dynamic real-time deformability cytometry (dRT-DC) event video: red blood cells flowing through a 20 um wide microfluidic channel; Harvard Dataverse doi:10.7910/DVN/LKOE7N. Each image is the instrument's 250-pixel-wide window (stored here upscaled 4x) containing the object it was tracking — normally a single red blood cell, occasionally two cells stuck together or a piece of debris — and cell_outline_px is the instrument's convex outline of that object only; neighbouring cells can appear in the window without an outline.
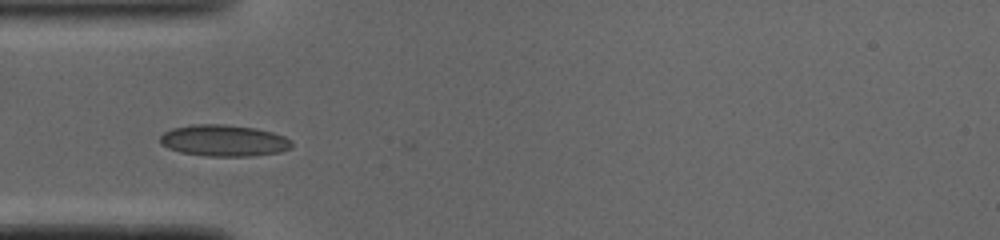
{"species": "common noctule bat (a hibernating species)", "species_latin": "Nyctalus noctula", "temperature_condition": "cold", "stored_images_in_passage": 32, "camera_frame_rate_fps": 3000, "um_per_image_px": 0.085, "animal": {"sex": "male", "body_mass_g": 19.0, "forearm_length_mm": 50.8}, "frame": {"image": 1, "passage_image": 1, "time_ms": 0.0, "image_size_px": [1000, 240], "cell_outline_px": [[292, 148], [280, 152], [252, 156], [208, 156], [180, 152], [168, 148], [160, 144], [160, 136], [164, 132], [172, 128], [192, 124], [224, 124], [256, 128], [272, 132], [284, 136], [292, 140]], "centroid_in_image_um": [19.03, 11.94], "position_along_channel_um": 66.0, "area_um2": 24.33}}
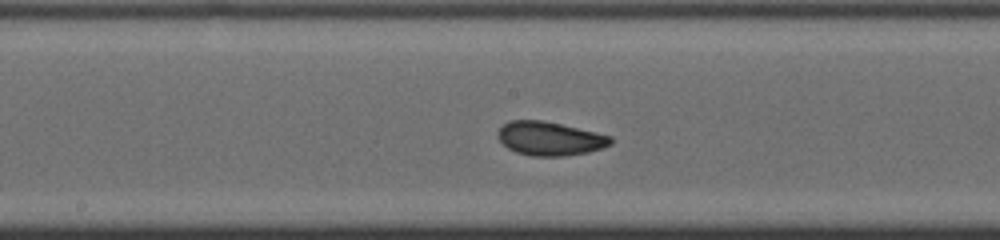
{"frame": {"image": 2, "passage_image": 11, "time_ms": 3.333, "image_size_px": [1000, 240], "cell_outline_px": [[612, 144], [588, 152], [564, 156], [532, 156], [516, 152], [508, 148], [496, 136], [496, 132], [508, 120], [544, 120], [596, 132], [612, 136]], "centroid_in_image_um": [46.71, 11.77], "position_along_channel_um": 201.5, "area_um2": 22.25}}
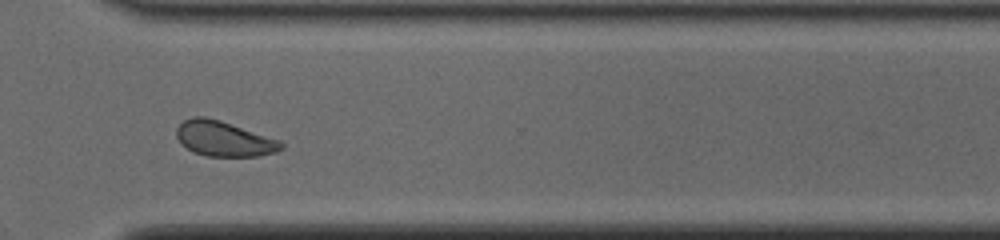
{"frame": {"image": 3, "passage_image": 22, "time_ms": 7.0, "image_size_px": [1000, 240], "cell_outline_px": [[284, 148], [276, 152], [256, 156], [204, 156], [192, 152], [176, 136], [176, 128], [184, 120], [192, 116], [204, 116], [220, 120], [284, 140]], "centroid_in_image_um": [19.09, 11.78], "position_along_channel_um": 351.5, "area_um2": 21.73}, "authors_computed_cell_mechanics": {"area_um2": 22.0796, "velocity_mm_per_s": 4.0768, "shape_relaxation_time_tau1_ms": 2.4737, "shape_relaxation_time_tau2_ms": 0.895, "deformation_change_tau1": 0.1082, "deformation_change_tau2": 0.0467}}